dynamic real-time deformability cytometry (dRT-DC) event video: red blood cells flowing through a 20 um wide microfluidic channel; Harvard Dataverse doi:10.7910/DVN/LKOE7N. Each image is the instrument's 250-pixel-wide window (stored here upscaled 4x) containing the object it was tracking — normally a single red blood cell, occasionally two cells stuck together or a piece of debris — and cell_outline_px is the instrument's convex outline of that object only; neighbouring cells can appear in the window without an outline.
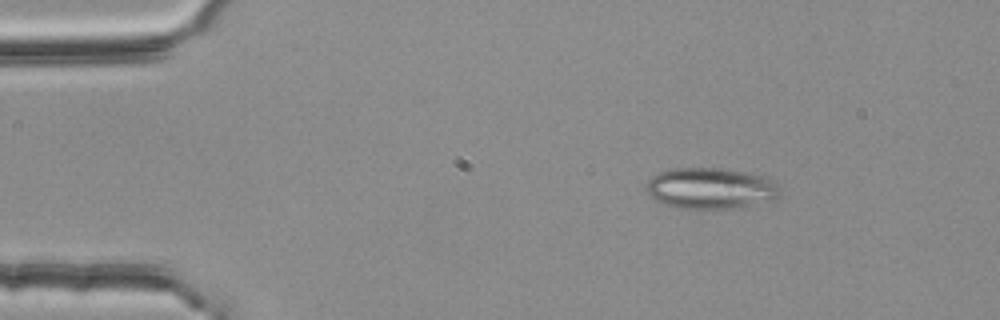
{"species": "common noctule bat (a hibernating species)", "species_latin": "Nyctalus noctula", "temperature_condition": "room temperature", "stored_images_in_passage": 3, "camera_frame_rate_fps": 3000, "um_per_image_px": 0.085, "animal": {"sex": "female", "body_mass_g": 25.1}, "frame": {"image": 1, "passage_image": 3, "time_ms": 0.667, "image_size_px": [1000, 320], "cell_outline_px": [[780, 196], [772, 200], [736, 208], [676, 208], [664, 204], [648, 196], [644, 188], [648, 180], [652, 176], [660, 172], [676, 168], [720, 168], [764, 176], [776, 184]], "centroid_in_image_um": [60.34, 16.01], "position_along_channel_um": 24.7, "area_um2": 31.85}}